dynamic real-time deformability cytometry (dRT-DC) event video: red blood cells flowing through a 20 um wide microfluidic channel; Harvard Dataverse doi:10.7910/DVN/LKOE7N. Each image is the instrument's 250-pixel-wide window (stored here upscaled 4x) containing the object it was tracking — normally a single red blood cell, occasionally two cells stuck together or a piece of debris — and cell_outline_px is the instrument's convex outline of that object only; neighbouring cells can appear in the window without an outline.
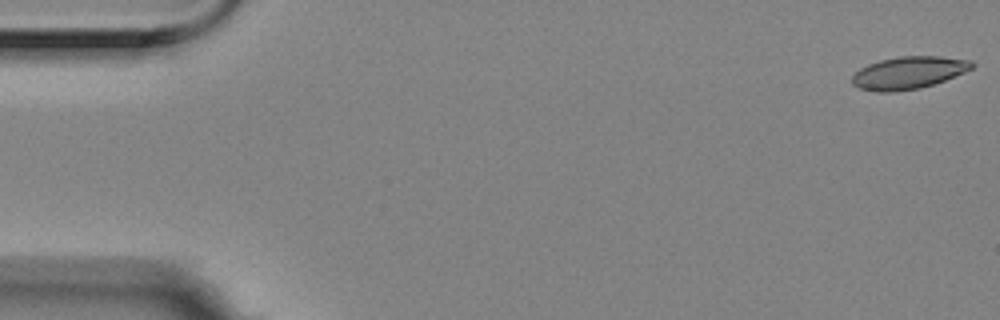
{"species": "Egyptian fruit bat (a non-hibernating species)", "species_latin": "Rousettus aegyptiacus", "temperature_condition": "room temperature", "stored_images_in_passage": 5, "camera_frame_rate_fps": 3000, "um_per_image_px": 0.085, "animal": {"sex": "female"}, "frame": {"image": 1, "passage_image": 1, "time_ms": 0.0, "image_size_px": [1000, 320], "cell_outline_px": [[976, 64], [972, 68], [964, 72], [944, 80], [920, 88], [892, 92], [876, 92], [860, 88], [852, 84], [852, 76], [860, 68], [868, 64], [880, 60], [900, 56], [940, 56], [972, 60]], "centroid_in_image_um": [77.23, 6.17], "position_along_channel_um": 7.8, "area_um2": 22.6}}
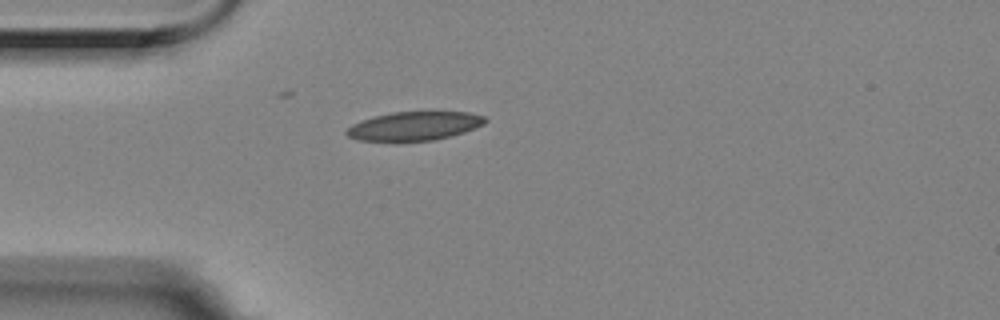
{"frame": {"image": 2, "passage_image": 5, "time_ms": 1.333, "image_size_px": [1000, 320], "cell_outline_px": [[488, 120], [484, 124], [464, 132], [452, 136], [436, 140], [360, 140], [348, 136], [344, 132], [352, 124], [360, 120], [392, 112], [468, 112], [484, 116]], "centroid_in_image_um": [35.24, 10.7], "position_along_channel_um": 49.8, "area_um2": 22.95}}